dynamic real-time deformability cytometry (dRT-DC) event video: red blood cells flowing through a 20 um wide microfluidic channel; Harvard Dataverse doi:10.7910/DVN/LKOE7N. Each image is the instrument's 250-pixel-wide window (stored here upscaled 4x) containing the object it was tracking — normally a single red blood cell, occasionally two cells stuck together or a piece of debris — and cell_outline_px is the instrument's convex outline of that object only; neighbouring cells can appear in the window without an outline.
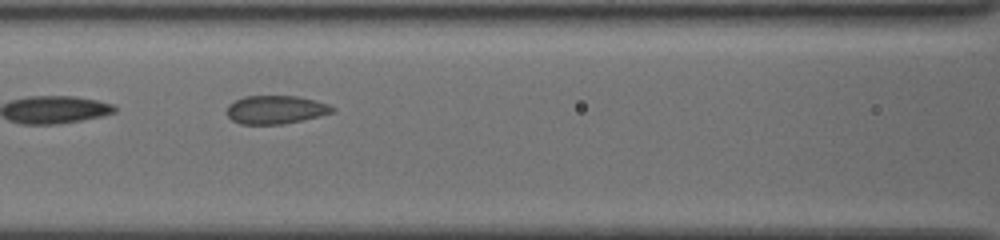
{"species": "common noctule bat (a hibernating species)", "species_latin": "Nyctalus noctula", "temperature_condition": "cold", "stored_images_in_passage": 4, "camera_frame_rate_fps": 3000, "um_per_image_px": 0.085, "animal": {"sex": "female", "body_mass_g": 19.5, "forearm_length_mm": 54.1}, "frame": {"image": 1, "passage_image": 3, "time_ms": 1.667, "image_size_px": [1000, 240], "cell_outline_px": [[336, 112], [284, 124], [240, 124], [232, 120], [228, 116], [228, 104], [244, 96], [296, 96], [328, 104], [336, 108]], "centroid_in_image_um": [23.44, 9.33], "position_along_channel_um": 143.2, "area_um2": 17.34}}